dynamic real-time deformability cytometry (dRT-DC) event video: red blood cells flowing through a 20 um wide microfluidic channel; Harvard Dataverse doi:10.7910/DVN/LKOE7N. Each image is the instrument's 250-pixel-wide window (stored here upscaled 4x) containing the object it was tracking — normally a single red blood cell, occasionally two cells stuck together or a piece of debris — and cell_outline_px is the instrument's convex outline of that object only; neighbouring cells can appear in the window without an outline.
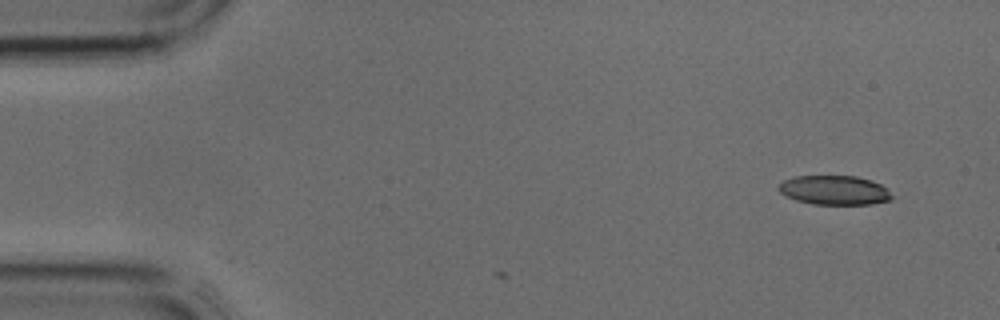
{"species": "common noctule bat (a hibernating species)", "species_latin": "Nyctalus noctula", "temperature_condition": "cold", "stored_images_in_passage": 3, "camera_frame_rate_fps": 3000, "um_per_image_px": 0.085, "animal": {"sex": "male", "body_mass_g": 17.9, "forearm_length_mm": 54.2}, "frame": {"image": 1, "passage_image": 1, "time_ms": 0.0, "image_size_px": [1000, 320], "cell_outline_px": [[892, 200], [872, 204], [812, 204], [796, 200], [784, 196], [776, 188], [784, 180], [792, 176], [856, 176], [872, 180], [880, 184], [892, 196]], "centroid_in_image_um": [70.88, 16.16], "position_along_channel_um": 14.1, "area_um2": 19.36}}